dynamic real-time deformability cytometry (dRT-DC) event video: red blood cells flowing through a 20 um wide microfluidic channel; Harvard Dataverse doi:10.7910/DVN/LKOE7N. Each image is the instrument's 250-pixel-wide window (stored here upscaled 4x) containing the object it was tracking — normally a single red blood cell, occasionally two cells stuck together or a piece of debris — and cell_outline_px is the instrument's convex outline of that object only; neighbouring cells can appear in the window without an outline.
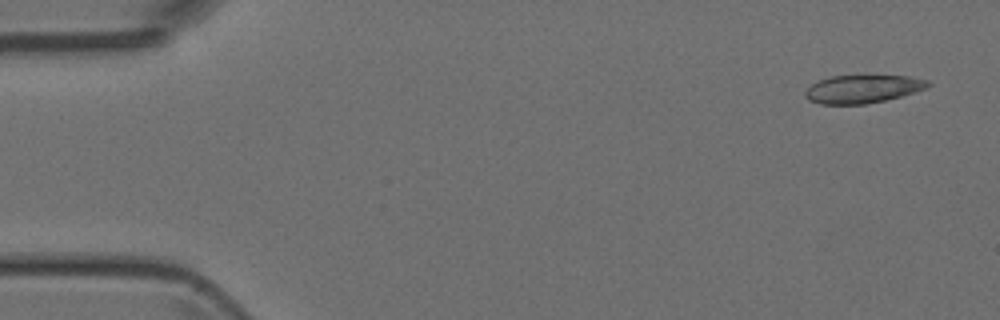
{"species": "Egyptian fruit bat (a non-hibernating species)", "species_latin": "Rousettus aegyptiacus", "temperature_condition": "room temperature", "stored_images_in_passage": 4, "camera_frame_rate_fps": 3000, "um_per_image_px": 0.085, "animal": {"sex": "female"}, "frame": {"image": 1, "passage_image": 1, "time_ms": 0.0, "image_size_px": [1000, 320], "cell_outline_px": [[932, 84], [924, 88], [900, 96], [884, 100], [864, 104], [820, 104], [808, 100], [804, 96], [804, 92], [812, 84], [820, 80], [832, 76], [912, 76], [928, 80]], "centroid_in_image_um": [73.3, 7.56], "position_along_channel_um": 11.7, "area_um2": 19.83}}
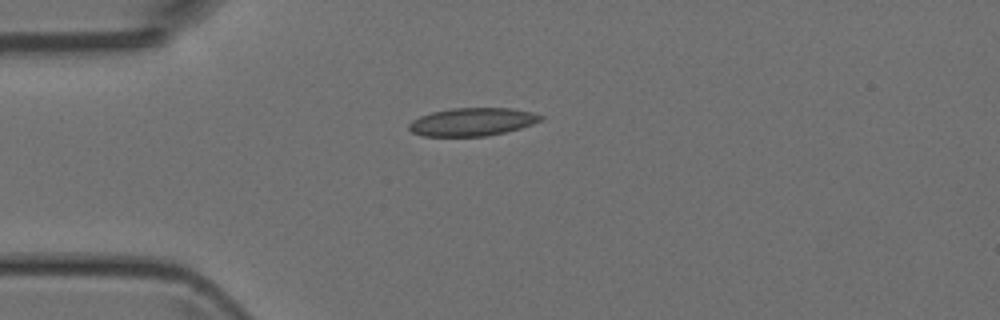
{"frame": {"image": 2, "passage_image": 4, "time_ms": 3.333, "image_size_px": [1000, 320], "cell_outline_px": [[544, 120], [520, 128], [488, 136], [424, 136], [412, 132], [408, 128], [408, 124], [412, 120], [420, 116], [432, 112], [452, 108], [512, 108], [532, 112], [544, 116]], "centroid_in_image_um": [40.16, 10.35], "position_along_channel_um": 44.8, "area_um2": 21.56}}